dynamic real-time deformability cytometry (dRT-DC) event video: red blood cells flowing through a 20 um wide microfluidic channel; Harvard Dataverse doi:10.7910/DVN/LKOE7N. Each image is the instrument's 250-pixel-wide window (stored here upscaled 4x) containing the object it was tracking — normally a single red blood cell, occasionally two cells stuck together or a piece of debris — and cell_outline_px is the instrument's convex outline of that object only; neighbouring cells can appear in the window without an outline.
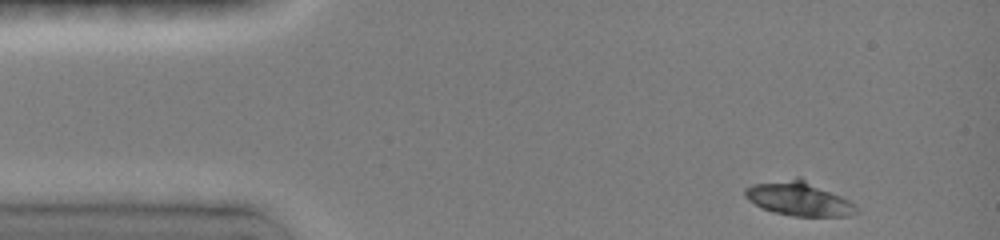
{"species": "common noctule bat (a hibernating species)", "species_latin": "Nyctalus noctula", "temperature_condition": "room temperature", "stored_images_in_passage": 9, "camera_frame_rate_fps": 3000, "um_per_image_px": 0.085, "animal": {"sex": "female", "body_mass_g": 19.0, "forearm_length_mm": 51.5}, "frame": {"image": 1, "passage_image": 1, "time_ms": 0.0, "image_size_px": [1000, 240], "cell_outline_px": [[860, 212], [848, 216], [792, 216], [772, 212], [748, 200], [744, 196], [744, 188], [752, 184], [796, 176], [800, 176], [848, 200]], "centroid_in_image_um": [67.86, 16.87], "position_along_channel_um": 17.1, "area_um2": 22.2}}
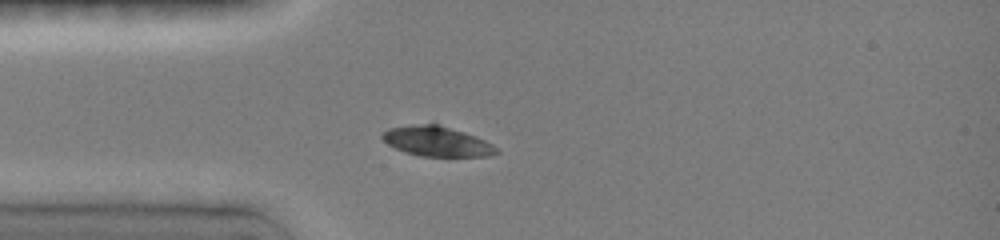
{"frame": {"image": 2, "passage_image": 4, "time_ms": 2.667, "image_size_px": [1000, 240], "cell_outline_px": [[500, 152], [488, 156], [420, 156], [404, 152], [388, 144], [380, 136], [388, 128], [432, 120], [476, 136], [492, 144]], "centroid_in_image_um": [37.11, 11.96], "position_along_channel_um": 47.9, "area_um2": 20.52}}
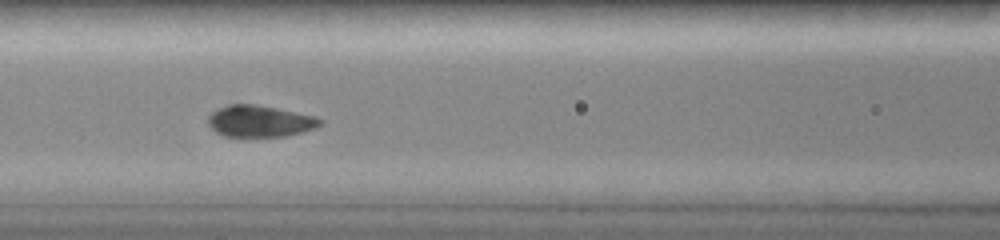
{"frame": {"image": 3, "passage_image": 7, "time_ms": 5.333, "image_size_px": [1000, 240], "cell_outline_px": [[324, 120], [316, 128], [284, 136], [224, 136], [216, 132], [208, 124], [208, 116], [212, 112], [228, 104], [252, 104], [276, 108], [316, 116]], "centroid_in_image_um": [22.08, 10.29], "position_along_channel_um": 144.5, "area_um2": 20.4}}